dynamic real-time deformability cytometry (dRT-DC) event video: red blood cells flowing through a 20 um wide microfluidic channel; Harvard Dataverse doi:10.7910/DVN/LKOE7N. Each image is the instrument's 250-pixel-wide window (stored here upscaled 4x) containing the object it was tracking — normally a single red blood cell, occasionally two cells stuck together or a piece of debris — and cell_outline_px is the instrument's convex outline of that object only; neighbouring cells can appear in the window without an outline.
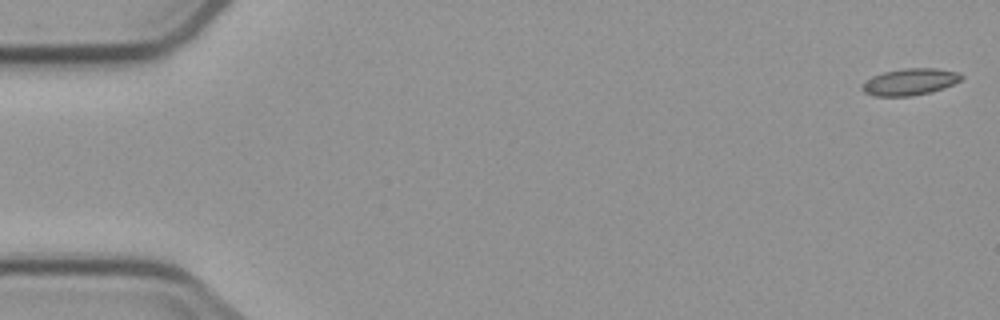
{"species": "common noctule bat (a hibernating species)", "species_latin": "Nyctalus noctula", "temperature_condition": "cold", "stored_images_in_passage": 4, "camera_frame_rate_fps": 3000, "um_per_image_px": 0.085, "animal": {"sex": "male", "body_mass_g": 23.1, "forearm_length_mm": 52.7}, "frame": {"image": 1, "passage_image": 1, "time_ms": 0.0, "image_size_px": [1000, 320], "cell_outline_px": [[964, 76], [960, 80], [944, 88], [932, 92], [912, 96], [872, 96], [864, 92], [860, 88], [860, 84], [872, 76], [884, 72], [904, 68], [936, 68], [960, 72]], "centroid_in_image_um": [77.32, 6.96], "position_along_channel_um": 7.7, "area_um2": 15.66}}
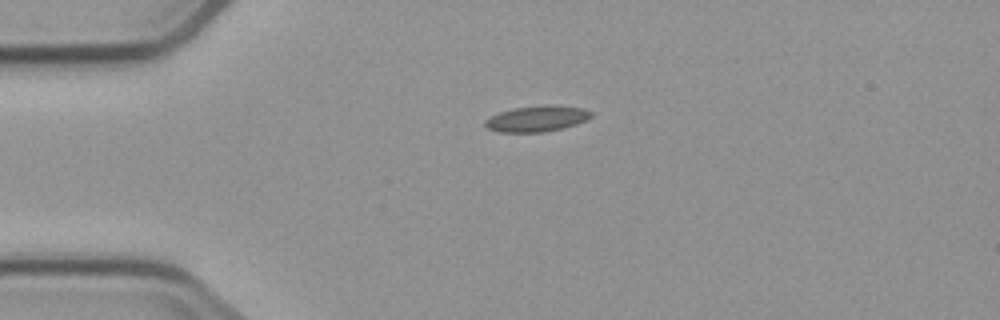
{"frame": {"image": 2, "passage_image": 4, "time_ms": 4.0, "image_size_px": [1000, 320], "cell_outline_px": [[592, 116], [588, 120], [576, 124], [544, 132], [496, 132], [488, 128], [484, 124], [484, 120], [500, 112], [512, 108], [548, 104], [552, 104], [584, 108], [592, 112]], "centroid_in_image_um": [45.65, 10.07], "position_along_channel_um": 39.3, "area_um2": 16.13}}